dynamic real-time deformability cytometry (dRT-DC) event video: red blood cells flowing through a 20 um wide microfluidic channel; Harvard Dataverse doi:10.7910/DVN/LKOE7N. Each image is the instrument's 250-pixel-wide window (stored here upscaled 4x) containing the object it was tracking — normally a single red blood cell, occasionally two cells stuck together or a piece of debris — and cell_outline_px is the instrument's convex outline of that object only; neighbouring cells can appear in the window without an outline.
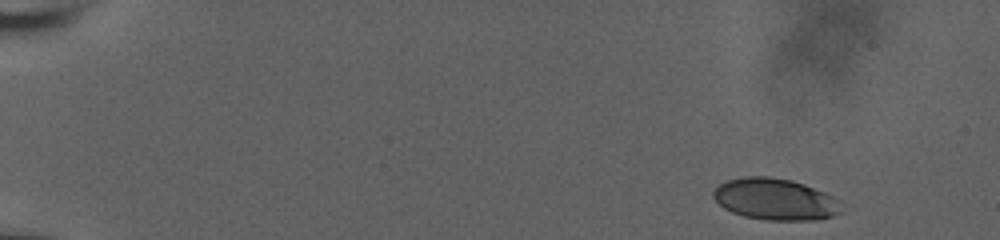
{"species": "human", "species_latin": "Homo sapiens", "temperature_condition": "room temperature", "stored_images_in_passage": 33, "camera_frame_rate_fps": 3000, "um_per_image_px": 0.085, "donor": {"sex": "male"}, "frame": {"image": 1, "passage_image": 1, "time_ms": 0.0, "image_size_px": [1000, 240], "cell_outline_px": [[840, 212], [832, 216], [816, 220], [764, 220], [744, 216], [732, 212], [724, 208], [712, 196], [712, 192], [720, 184], [728, 180], [744, 176], [768, 176], [792, 180], [804, 184], [824, 192], [832, 196], [836, 200]], "centroid_in_image_um": [65.84, 16.93], "position_along_channel_um": 19.2, "area_um2": 30.75}}
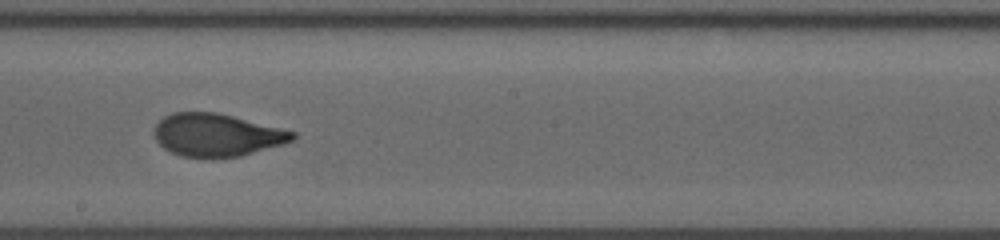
{"frame": {"image": 2, "passage_image": 19, "time_ms": 6.0, "image_size_px": [1000, 240], "cell_outline_px": [[296, 136], [292, 140], [284, 144], [240, 156], [180, 156], [164, 148], [156, 140], [152, 128], [164, 116], [172, 112], [216, 112], [296, 132]], "centroid_in_image_um": [18.4, 11.45], "position_along_channel_um": 229.8, "area_um2": 33.99}}
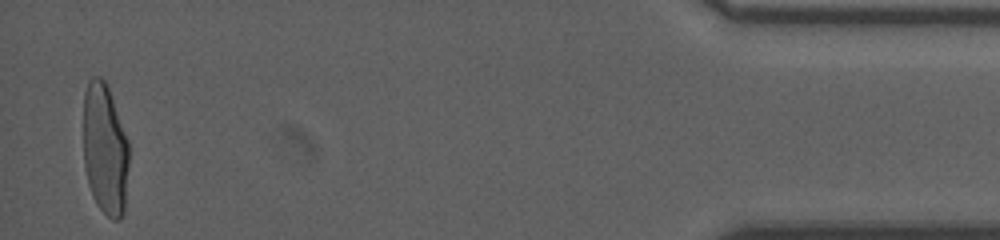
{"frame": {"image": 3, "passage_image": 33, "time_ms": 10.667, "image_size_px": [1000, 240], "cell_outline_px": [[128, 164], [124, 212], [120, 220], [112, 220], [96, 204], [92, 196], [88, 184], [84, 168], [84, 92], [88, 80], [92, 76], [100, 76], [104, 80], [108, 88], [128, 140]], "centroid_in_image_um": [8.91, 12.7], "position_along_channel_um": 426.3, "area_um2": 34.97}}